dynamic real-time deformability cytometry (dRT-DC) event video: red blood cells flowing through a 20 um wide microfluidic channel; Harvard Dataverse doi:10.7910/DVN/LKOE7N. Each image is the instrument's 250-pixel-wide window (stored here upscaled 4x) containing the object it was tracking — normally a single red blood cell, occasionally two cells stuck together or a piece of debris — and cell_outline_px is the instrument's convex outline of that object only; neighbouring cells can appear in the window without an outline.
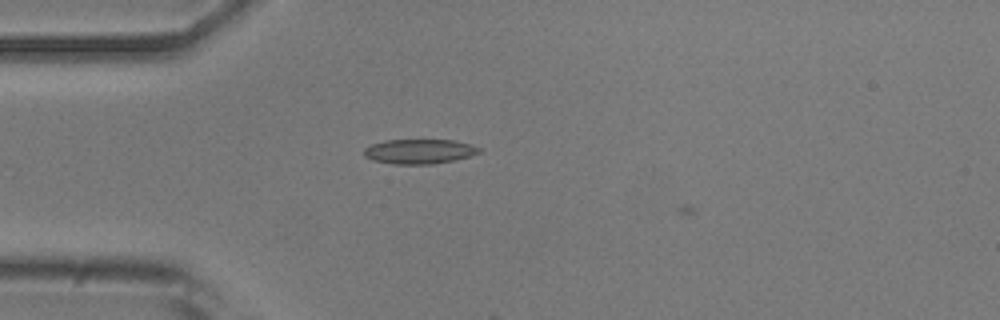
{"species": "common noctule bat (a hibernating species)", "species_latin": "Nyctalus noctula", "temperature_condition": "room temperature", "stored_images_in_passage": 3, "camera_frame_rate_fps": 3000, "um_per_image_px": 0.085, "animal": {"sex": "male", "body_mass_g": 20.5, "forearm_length_mm": 52.5}, "frame": {"image": 1, "passage_image": 2, "time_ms": 0.333, "image_size_px": [1000, 320], "cell_outline_px": [[480, 152], [456, 160], [432, 164], [392, 164], [372, 160], [364, 156], [364, 148], [372, 144], [384, 140], [456, 140], [480, 148]], "centroid_in_image_um": [35.6, 12.87], "position_along_channel_um": 49.4, "area_um2": 16.53}}